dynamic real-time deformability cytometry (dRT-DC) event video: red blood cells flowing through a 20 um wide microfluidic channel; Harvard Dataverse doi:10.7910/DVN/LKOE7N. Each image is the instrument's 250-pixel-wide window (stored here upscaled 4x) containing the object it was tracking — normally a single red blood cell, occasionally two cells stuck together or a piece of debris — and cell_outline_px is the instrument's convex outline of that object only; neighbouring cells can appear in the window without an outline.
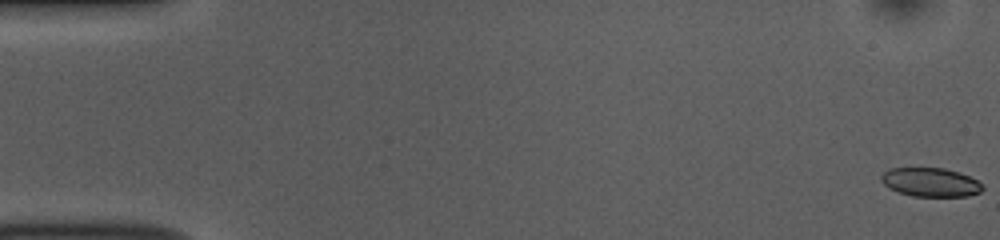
{"species": "common noctule bat (a hibernating species)", "species_latin": "Nyctalus noctula", "temperature_condition": "room temperature", "stored_images_in_passage": 54, "camera_frame_rate_fps": 3000, "um_per_image_px": 0.085, "animal": {"sex": "female", "body_mass_g": 10.0, "forearm_length_mm": 53.1}, "frame": {"image": 1, "passage_image": 1, "time_ms": 0.0, "image_size_px": [1000, 240], "cell_outline_px": [[984, 188], [980, 192], [968, 196], [912, 196], [896, 192], [888, 188], [880, 180], [880, 176], [888, 168], [944, 168], [960, 172], [976, 180]], "centroid_in_image_um": [79.05, 15.49], "position_along_channel_um": 6.0, "area_um2": 17.11}}
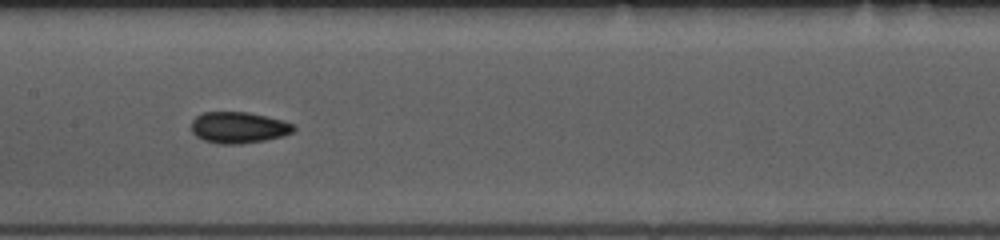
{"frame": {"image": 2, "passage_image": 27, "time_ms": 8.667, "image_size_px": [1000, 240], "cell_outline_px": [[296, 128], [292, 132], [284, 136], [264, 140], [240, 144], [220, 144], [204, 140], [196, 136], [192, 132], [192, 120], [196, 116], [204, 112], [248, 112], [284, 120], [292, 124]], "centroid_in_image_um": [20.28, 10.84], "position_along_channel_um": 187.1, "area_um2": 18.67}}
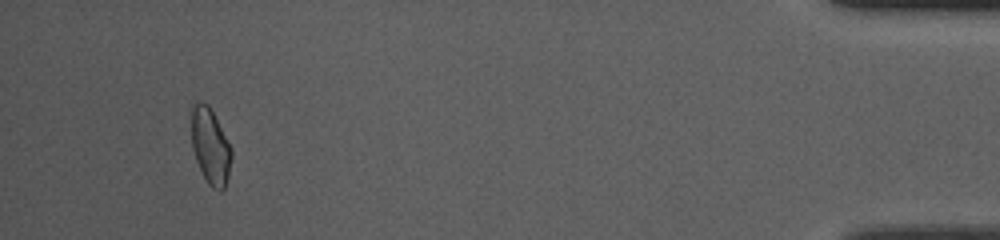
{"frame": {"image": 3, "passage_image": 51, "time_ms": 16.667, "image_size_px": [1000, 240], "cell_outline_px": [[232, 156], [228, 176], [224, 188], [220, 192], [212, 188], [208, 184], [196, 160], [192, 148], [192, 104], [208, 104], [232, 148]], "centroid_in_image_um": [17.9, 12.48], "position_along_channel_um": 417.3, "area_um2": 17.4}, "authors_computed_cell_mechanics": {"area_um2": 17.9758, "velocity_mm_per_s": 3.755, "shape_relaxation_time_tau1_ms": null, "shape_relaxation_time_tau2_ms": 3.4559, "deformation_change_tau1": null, "deformation_change_tau2": 0.0863}}